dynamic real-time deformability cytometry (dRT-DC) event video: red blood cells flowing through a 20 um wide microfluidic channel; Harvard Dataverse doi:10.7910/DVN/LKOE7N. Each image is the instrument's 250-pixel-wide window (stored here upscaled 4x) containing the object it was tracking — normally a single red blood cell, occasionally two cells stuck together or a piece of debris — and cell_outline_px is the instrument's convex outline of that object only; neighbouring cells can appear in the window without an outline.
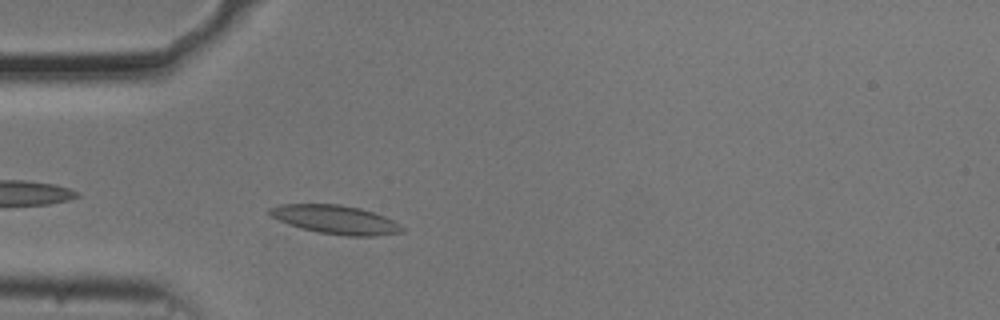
{"species": "common noctule bat (a hibernating species)", "species_latin": "Nyctalus noctula", "temperature_condition": "cold", "stored_images_in_passage": 34, "camera_frame_rate_fps": 3000, "um_per_image_px": 0.085, "animal": {"sex": "male", "body_mass_g": 20.5, "forearm_length_mm": 52.5}, "frame": {"image": 1, "passage_image": 3, "time_ms": 0.667, "image_size_px": [1000, 320], "cell_outline_px": [[404, 228], [400, 232], [376, 236], [348, 236], [320, 232], [300, 228], [288, 224], [272, 216], [268, 212], [268, 208], [280, 204], [340, 204], [360, 208], [384, 216], [392, 220]], "centroid_in_image_um": [28.49, 18.66], "position_along_channel_um": 56.5, "area_um2": 21.91}}
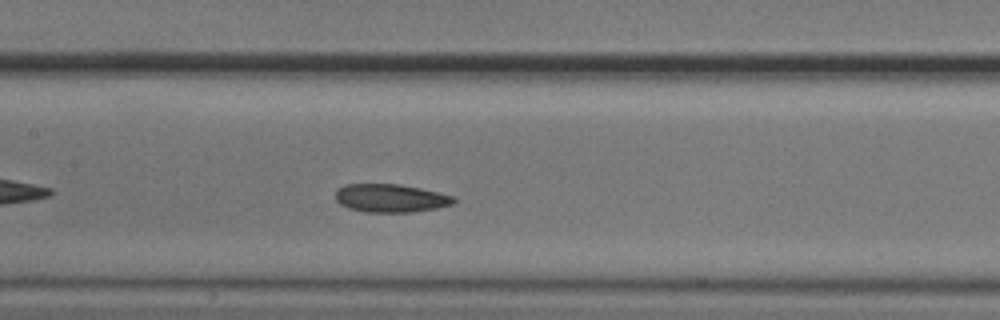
{"frame": {"image": 2, "passage_image": 13, "time_ms": 4.0, "image_size_px": [1000, 320], "cell_outline_px": [[456, 200], [452, 204], [436, 208], [412, 212], [368, 212], [348, 208], [340, 204], [336, 200], [336, 188], [344, 184], [400, 184], [420, 188], [456, 196]], "centroid_in_image_um": [33.19, 16.83], "position_along_channel_um": 174.2, "area_um2": 19.54}}
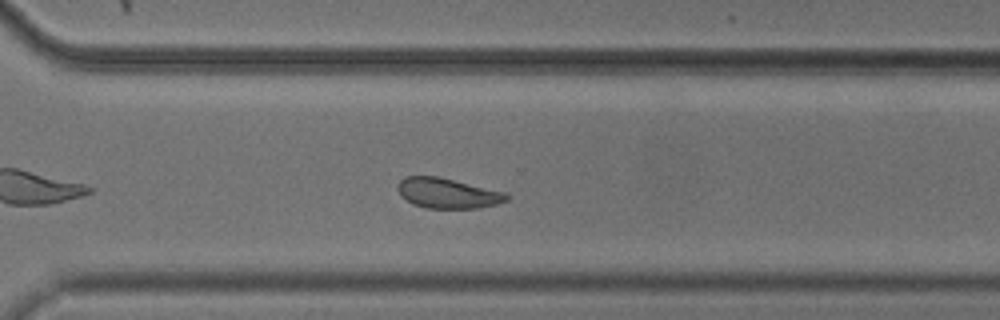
{"frame": {"image": 3, "passage_image": 26, "time_ms": 8.333, "image_size_px": [1000, 320], "cell_outline_px": [[508, 200], [496, 204], [476, 208], [424, 208], [412, 204], [400, 196], [396, 188], [396, 184], [404, 176], [440, 176], [504, 192], [508, 196]], "centroid_in_image_um": [37.97, 16.41], "position_along_channel_um": 332.6, "area_um2": 19.31}, "authors_computed_cell_mechanics": {"area_um2": 19.9121, "velocity_mm_per_s": 3.67, "shape_relaxation_time_tau1_ms": 3.3281, "shape_relaxation_time_tau2_ms": 2.9958, "deformation_change_tau1": 0.1103, "deformation_change_tau2": 0.0678}}